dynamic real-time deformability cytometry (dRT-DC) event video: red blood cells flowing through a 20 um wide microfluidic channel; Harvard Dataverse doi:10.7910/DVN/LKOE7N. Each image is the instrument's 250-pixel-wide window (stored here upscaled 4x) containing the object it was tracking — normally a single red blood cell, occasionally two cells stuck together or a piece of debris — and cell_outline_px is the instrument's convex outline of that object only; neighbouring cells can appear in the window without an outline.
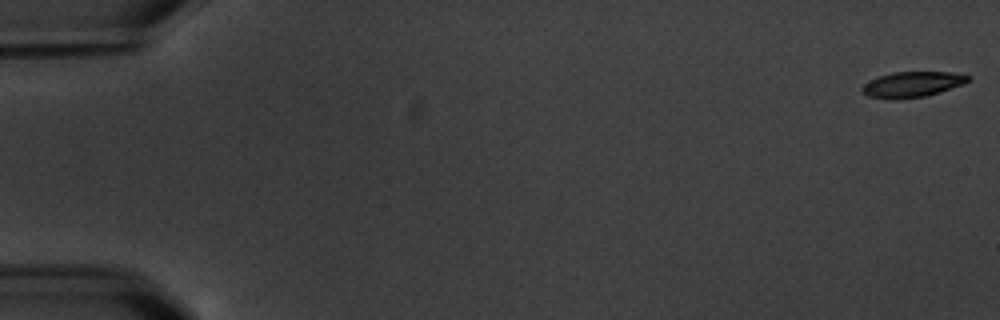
{"species": "common noctule bat (a hibernating species)", "species_latin": "Nyctalus noctula", "temperature_condition": "warm", "stored_images_in_passage": 5, "camera_frame_rate_fps": 3000, "um_per_image_px": 0.085, "animal": {"sex": "male", "body_mass_g": 20.1, "forearm_length_mm": 53.5}, "frame": {"image": 1, "passage_image": 1, "time_ms": 0.0, "image_size_px": [1000, 320], "cell_outline_px": [[972, 76], [964, 84], [924, 96], [896, 100], [868, 96], [860, 88], [864, 84], [880, 76], [892, 72], [948, 72]], "centroid_in_image_um": [77.53, 7.17], "position_along_channel_um": 7.5, "area_um2": 15.49}}